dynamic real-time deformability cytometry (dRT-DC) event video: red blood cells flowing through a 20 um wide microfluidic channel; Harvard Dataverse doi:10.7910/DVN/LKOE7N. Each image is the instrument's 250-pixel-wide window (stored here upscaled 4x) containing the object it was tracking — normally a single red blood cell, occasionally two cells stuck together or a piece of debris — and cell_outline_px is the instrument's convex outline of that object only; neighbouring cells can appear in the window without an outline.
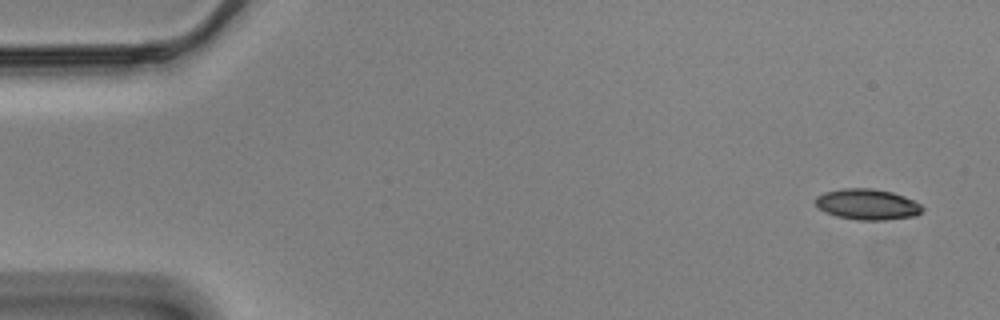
{"species": "Egyptian fruit bat (a non-hibernating species)", "species_latin": "Rousettus aegyptiacus", "temperature_condition": "cold", "stored_images_in_passage": 9, "camera_frame_rate_fps": 3000, "um_per_image_px": 0.085, "animal": {"sex": "male"}, "frame": {"image": 1, "passage_image": 1, "time_ms": 0.0, "image_size_px": [1000, 320], "cell_outline_px": [[924, 208], [916, 216], [884, 220], [856, 220], [836, 216], [820, 208], [812, 200], [816, 196], [824, 192], [844, 188], [872, 188], [892, 192], [904, 196], [920, 204]], "centroid_in_image_um": [73.71, 17.36], "position_along_channel_um": 11.3, "area_um2": 19.19}}